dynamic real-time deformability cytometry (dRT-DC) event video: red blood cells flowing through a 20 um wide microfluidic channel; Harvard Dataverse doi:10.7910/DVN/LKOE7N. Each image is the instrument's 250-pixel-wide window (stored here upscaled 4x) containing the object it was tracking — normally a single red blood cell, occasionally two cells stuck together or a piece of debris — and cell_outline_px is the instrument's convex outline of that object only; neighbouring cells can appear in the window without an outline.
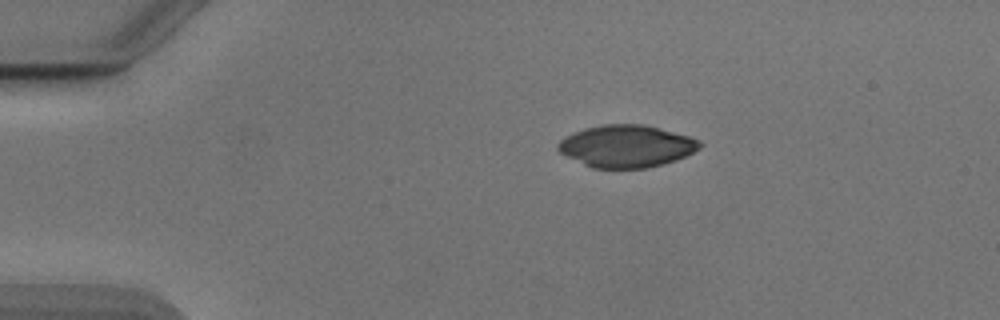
{"species": "Egyptian fruit bat (a non-hibernating species)", "species_latin": "Rousettus aegyptiacus", "temperature_condition": "cold", "stored_images_in_passage": 43, "camera_frame_rate_fps": 3000, "um_per_image_px": 0.085, "animal": {"sex": "male"}, "frame": {"image": 1, "passage_image": 1, "time_ms": 0.0, "image_size_px": [1000, 320], "cell_outline_px": [[704, 144], [700, 148], [676, 160], [648, 168], [592, 168], [560, 152], [556, 148], [556, 144], [560, 140], [584, 128], [604, 124], [644, 124], [688, 136], [700, 140]], "centroid_in_image_um": [53.26, 12.42], "position_along_channel_um": 31.7, "area_um2": 34.62}}
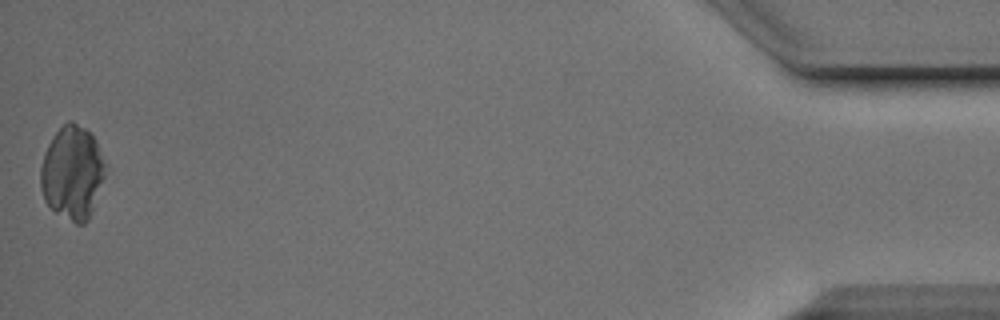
{"frame": {"image": 2, "passage_image": 43, "time_ms": 14.0, "image_size_px": [1000, 320], "cell_outline_px": [[104, 176], [92, 212], [88, 220], [84, 224], [76, 224], [56, 212], [44, 200], [40, 188], [40, 168], [44, 152], [48, 144], [56, 132], [68, 120], [72, 120], [84, 128], [96, 140], [104, 164]], "centroid_in_image_um": [6.12, 14.69], "position_along_channel_um": 429.1, "area_um2": 34.97}}